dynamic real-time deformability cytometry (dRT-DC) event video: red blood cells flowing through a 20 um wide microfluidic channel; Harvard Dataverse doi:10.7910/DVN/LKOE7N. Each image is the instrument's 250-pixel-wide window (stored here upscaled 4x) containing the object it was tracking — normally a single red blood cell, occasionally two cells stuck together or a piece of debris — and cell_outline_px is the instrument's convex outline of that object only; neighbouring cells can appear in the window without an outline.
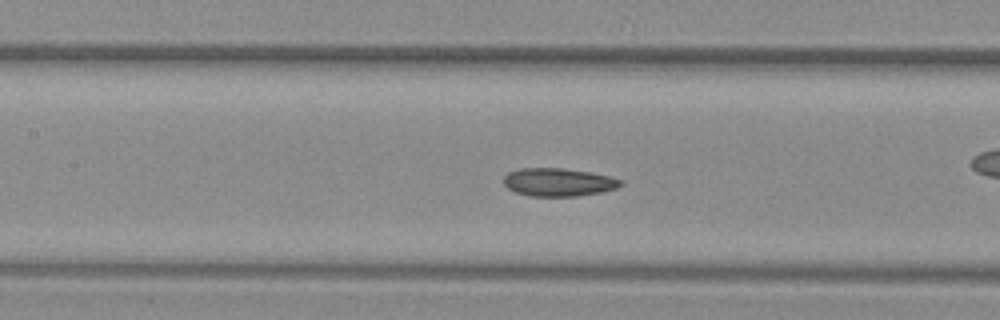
{"species": "common noctule bat (a hibernating species)", "species_latin": "Nyctalus noctula", "temperature_condition": "warm", "stored_images_in_passage": 50, "camera_frame_rate_fps": 3000, "um_per_image_px": 0.085, "animal": {"sex": "female", "body_mass_g": 29.2, "forearm_length_mm": 56.3}, "frame": {"image": 1, "passage_image": 22, "time_ms": 7.0, "image_size_px": [1000, 320], "cell_outline_px": [[624, 184], [616, 188], [604, 192], [576, 196], [528, 196], [516, 192], [508, 188], [504, 184], [504, 176], [508, 172], [520, 168], [564, 168], [592, 172], [624, 180]], "centroid_in_image_um": [47.5, 15.48], "position_along_channel_um": 159.9, "area_um2": 19.36}, "authors_computed_cell_mechanics": {"area_um2": 19.8254, "velocity_mm_per_s": 4.0214, "shape_relaxation_time_tau1_ms": 7.832, "shape_relaxation_time_tau2_ms": 3.4326, "deformation_change_tau1": 0.1312, "deformation_change_tau2": 0.0502}}